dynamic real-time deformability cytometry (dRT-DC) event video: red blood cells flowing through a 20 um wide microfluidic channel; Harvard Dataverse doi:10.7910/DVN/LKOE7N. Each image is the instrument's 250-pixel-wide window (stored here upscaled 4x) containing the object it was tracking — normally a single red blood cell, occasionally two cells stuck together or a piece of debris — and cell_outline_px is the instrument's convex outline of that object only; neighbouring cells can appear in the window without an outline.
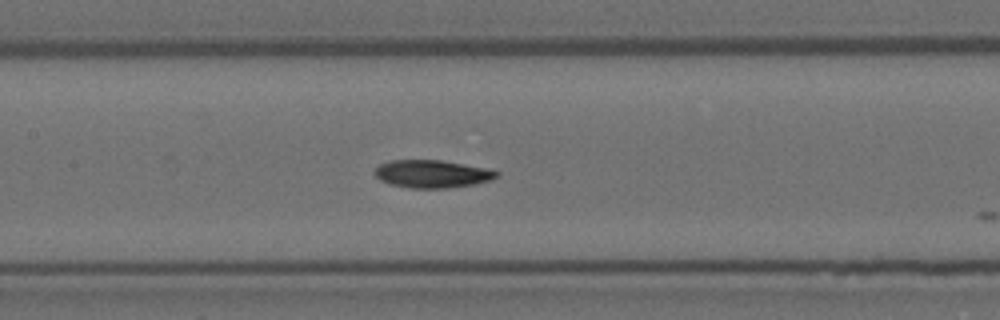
{"species": "Egyptian fruit bat (a non-hibernating species)", "species_latin": "Rousettus aegyptiacus", "temperature_condition": "room temperature", "stored_images_in_passage": 10, "camera_frame_rate_fps": 3000, "um_per_image_px": 0.085, "animal": {"sex": "female"}, "frame": {"image": 1, "passage_image": 9, "time_ms": 2.667, "image_size_px": [1000, 320], "cell_outline_px": [[500, 176], [492, 180], [472, 184], [448, 188], [408, 188], [388, 184], [380, 180], [372, 172], [380, 164], [392, 160], [440, 160], [484, 168], [500, 172]], "centroid_in_image_um": [36.7, 14.79], "position_along_channel_um": 170.7, "area_um2": 19.71}}